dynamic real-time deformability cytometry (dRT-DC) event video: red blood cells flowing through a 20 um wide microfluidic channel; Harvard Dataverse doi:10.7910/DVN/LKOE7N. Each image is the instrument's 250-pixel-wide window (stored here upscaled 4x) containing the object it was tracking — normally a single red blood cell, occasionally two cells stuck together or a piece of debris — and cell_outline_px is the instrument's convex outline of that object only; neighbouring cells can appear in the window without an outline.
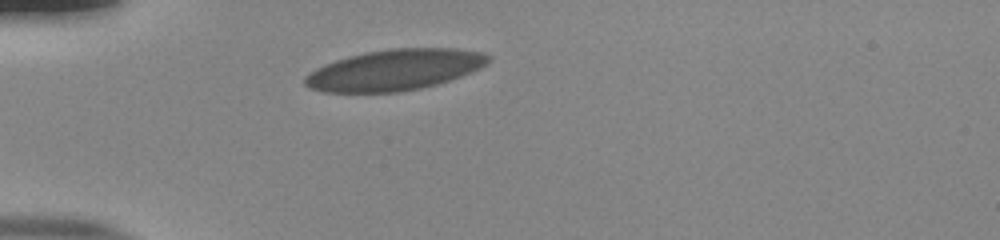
{"species": "human", "species_latin": "Homo sapiens", "temperature_condition": "room temperature", "stored_images_in_passage": 13, "camera_frame_rate_fps": 3000, "um_per_image_px": 0.085, "donor": {"sex": "male"}, "frame": {"image": 1, "passage_image": 1, "time_ms": 0.0, "image_size_px": [1000, 240], "cell_outline_px": [[488, 60], [480, 68], [460, 76], [436, 84], [420, 88], [400, 92], [324, 92], [308, 88], [304, 84], [304, 76], [316, 68], [324, 64], [348, 56], [368, 52], [392, 48], [456, 48], [480, 52], [488, 56]], "centroid_in_image_um": [33.48, 5.94], "position_along_channel_um": 51.5, "area_um2": 43.41}}
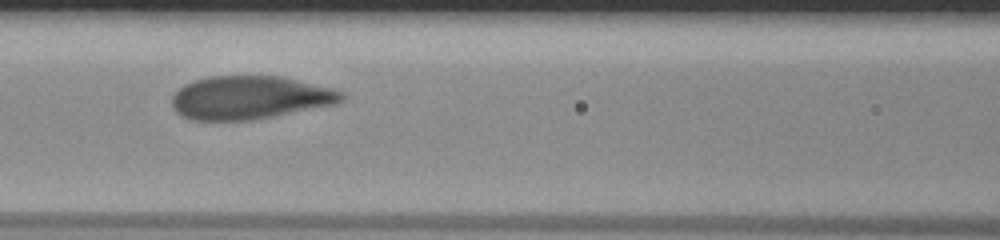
{"frame": {"image": 2, "passage_image": 10, "time_ms": 3.0, "image_size_px": [1000, 240], "cell_outline_px": [[344, 100], [336, 104], [252, 120], [192, 120], [176, 112], [172, 108], [172, 96], [184, 84], [208, 76], [280, 76], [332, 88], [340, 92], [344, 96]], "centroid_in_image_um": [21.21, 8.29], "position_along_channel_um": 145.4, "area_um2": 42.54}}
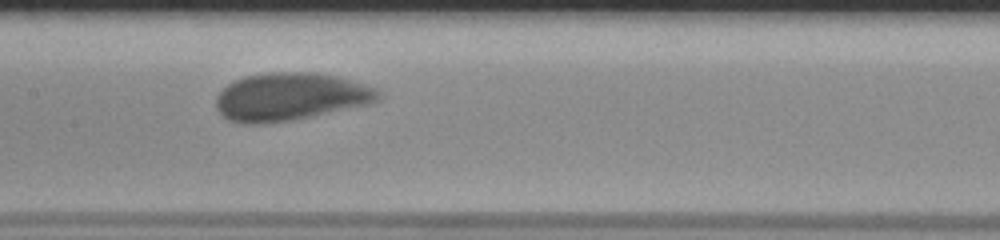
{"frame": {"image": 3, "passage_image": 13, "time_ms": 4.0, "image_size_px": [1000, 240], "cell_outline_px": [[380, 96], [376, 100], [368, 104], [292, 120], [264, 124], [240, 124], [228, 120], [220, 116], [216, 108], [216, 96], [228, 84], [244, 76], [272, 72], [312, 72], [336, 76], [364, 84], [376, 88], [380, 92]], "centroid_in_image_um": [24.61, 8.23], "position_along_channel_um": 182.8, "area_um2": 45.14}}